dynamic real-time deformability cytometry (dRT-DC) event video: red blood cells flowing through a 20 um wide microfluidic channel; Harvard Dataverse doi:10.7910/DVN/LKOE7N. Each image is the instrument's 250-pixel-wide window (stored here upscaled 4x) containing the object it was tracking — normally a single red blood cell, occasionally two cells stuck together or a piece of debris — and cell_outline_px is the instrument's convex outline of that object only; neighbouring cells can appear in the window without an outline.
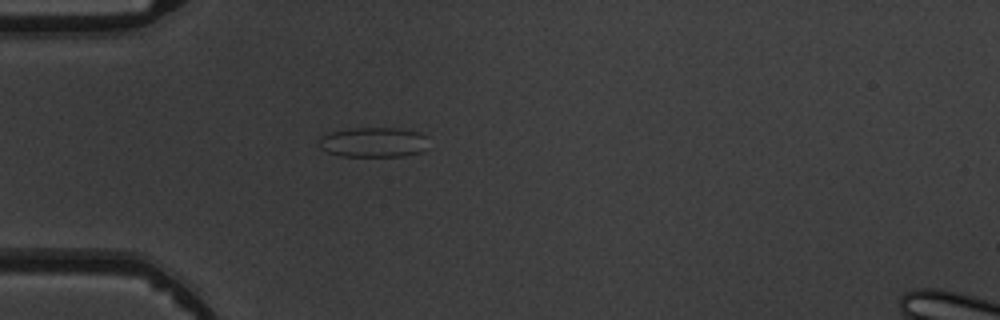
{"species": "common noctule bat (a hibernating species)", "species_latin": "Nyctalus noctula", "temperature_condition": "warm", "stored_images_in_passage": 4, "camera_frame_rate_fps": 3000, "um_per_image_px": 0.085, "animal": {"sex": "male", "body_mass_g": 19.5, "forearm_length_mm": 54.6}, "frame": {"image": 1, "passage_image": 4, "time_ms": 3.667, "image_size_px": [1000, 320], "cell_outline_px": [[424, 148], [420, 152], [404, 156], [340, 156], [328, 152], [320, 148], [320, 136], [332, 132], [356, 128], [400, 128], [420, 132], [424, 136]], "centroid_in_image_um": [31.71, 12.09], "position_along_channel_um": 53.3, "area_um2": 18.79}}